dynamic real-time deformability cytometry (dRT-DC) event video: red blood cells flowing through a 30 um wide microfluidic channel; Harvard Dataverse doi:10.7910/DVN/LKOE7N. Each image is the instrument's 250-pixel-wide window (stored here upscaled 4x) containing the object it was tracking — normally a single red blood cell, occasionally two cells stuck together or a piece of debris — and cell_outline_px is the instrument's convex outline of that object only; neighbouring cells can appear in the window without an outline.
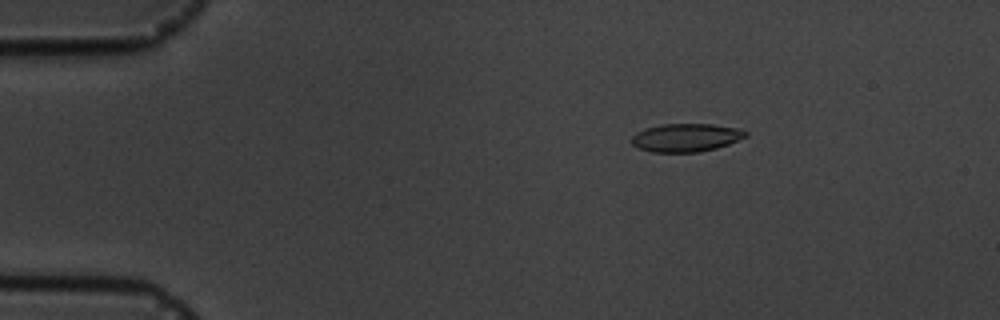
{"species": "common noctule bat (a hibernating species)", "species_latin": "Nyctalus noctula", "temperature_condition": "cold", "stored_images_in_passage": 3, "camera_frame_rate_fps": 3000, "um_per_image_px": 0.085, "animal": {"sex": "male", "body_mass_g": 19.5, "forearm_length_mm": 54.6}, "frame": {"image": 1, "passage_image": 1, "time_ms": 0.0, "image_size_px": [1000, 320], "cell_outline_px": [[748, 136], [728, 144], [716, 148], [700, 152], [652, 152], [640, 148], [632, 144], [632, 136], [636, 132], [648, 128], [664, 124], [712, 124], [740, 128], [748, 132]], "centroid_in_image_um": [58.35, 11.69], "position_along_channel_um": 26.6, "area_um2": 18.67}}